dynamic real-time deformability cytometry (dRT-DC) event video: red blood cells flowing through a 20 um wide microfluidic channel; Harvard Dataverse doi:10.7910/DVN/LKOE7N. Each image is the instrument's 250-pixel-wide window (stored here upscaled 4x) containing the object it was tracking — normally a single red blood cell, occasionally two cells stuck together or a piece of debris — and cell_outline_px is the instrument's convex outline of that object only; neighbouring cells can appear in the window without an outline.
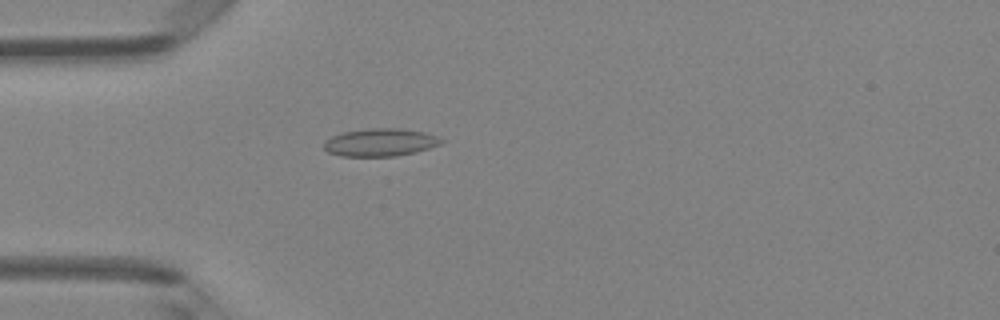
{"species": "Egyptian fruit bat (a non-hibernating species)", "species_latin": "Rousettus aegyptiacus", "temperature_condition": "room temperature", "stored_images_in_passage": 48, "camera_frame_rate_fps": 3000, "um_per_image_px": 0.085, "animal": {"sex": "female"}, "frame": {"image": 1, "passage_image": 14, "time_ms": 4.333, "image_size_px": [1000, 320], "cell_outline_px": [[444, 140], [440, 144], [416, 152], [396, 156], [340, 156], [328, 152], [324, 148], [324, 144], [332, 136], [344, 132], [368, 128], [400, 128], [424, 132], [440, 136]], "centroid_in_image_um": [32.36, 12.1], "position_along_channel_um": 52.6, "area_um2": 18.96}}
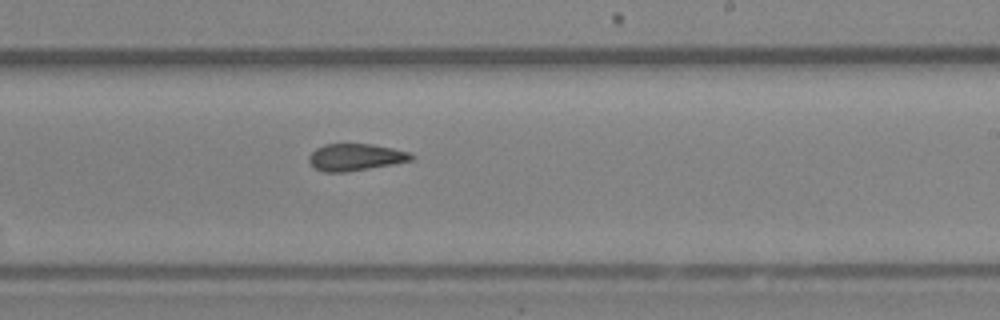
{"frame": {"image": 2, "passage_image": 29, "time_ms": 9.333, "image_size_px": [1000, 320], "cell_outline_px": [[416, 156], [412, 160], [392, 164], [344, 172], [324, 172], [316, 168], [308, 160], [308, 156], [316, 148], [324, 144], [372, 144], [392, 148], [408, 152]], "centroid_in_image_um": [30.21, 13.35], "position_along_channel_um": 258.8, "area_um2": 15.9}}
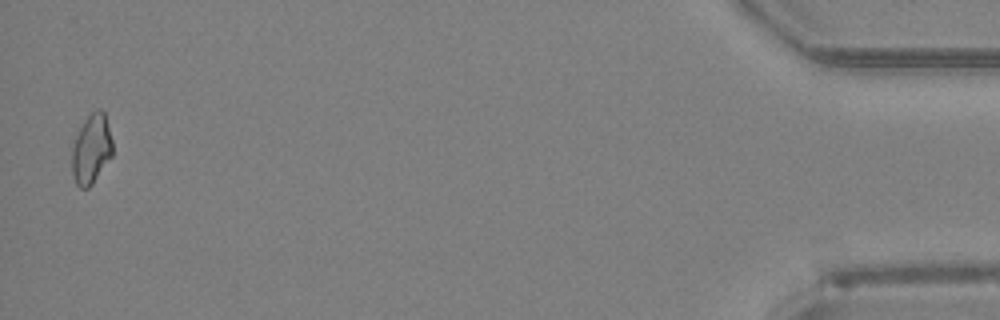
{"frame": {"image": 3, "passage_image": 47, "time_ms": 15.333, "image_size_px": [1000, 320], "cell_outline_px": [[112, 156], [92, 184], [88, 188], [80, 188], [76, 184], [72, 172], [72, 148], [76, 136], [84, 120], [96, 108], [100, 108], [104, 112], [112, 140]], "centroid_in_image_um": [7.77, 12.67], "position_along_channel_um": 427.4, "area_um2": 16.36}, "authors_computed_cell_mechanics": {"area_um2": 16.9643, "velocity_mm_per_s": 4.3042, "shape_relaxation_time_tau1_ms": null, "shape_relaxation_time_tau2_ms": 2.1317, "deformation_change_tau1": null, "deformation_change_tau2": 0.0858}}